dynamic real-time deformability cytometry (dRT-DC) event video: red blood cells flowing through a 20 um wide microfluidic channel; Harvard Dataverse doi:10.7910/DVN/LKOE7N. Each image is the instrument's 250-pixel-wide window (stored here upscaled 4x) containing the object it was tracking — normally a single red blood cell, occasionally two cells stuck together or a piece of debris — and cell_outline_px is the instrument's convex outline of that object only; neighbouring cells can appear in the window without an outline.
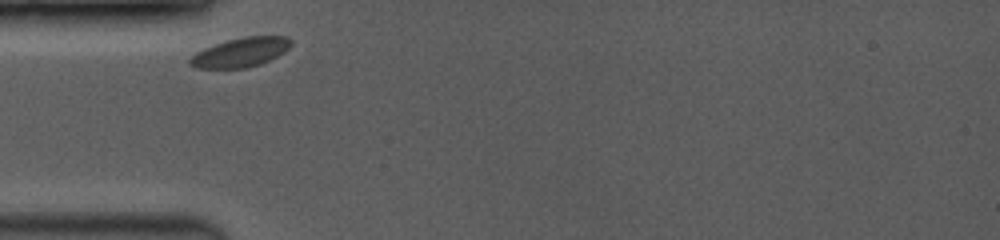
{"species": "common noctule bat (a hibernating species)", "species_latin": "Nyctalus noctula", "temperature_condition": "room temperature", "stored_images_in_passage": 7, "camera_frame_rate_fps": 3500, "um_per_image_px": 0.085, "animal": {"sex": "female", "body_mass_g": 19.0, "forearm_length_mm": 53.3}, "frame": {"image": 1, "passage_image": 1, "time_ms": 0.0, "image_size_px": [1000, 240], "cell_outline_px": [[292, 44], [284, 52], [260, 64], [244, 68], [196, 68], [188, 64], [188, 60], [196, 52], [204, 48], [228, 40], [244, 36], [288, 36], [292, 40]], "centroid_in_image_um": [20.45, 4.44], "position_along_channel_um": 64.6, "area_um2": 17.17}}
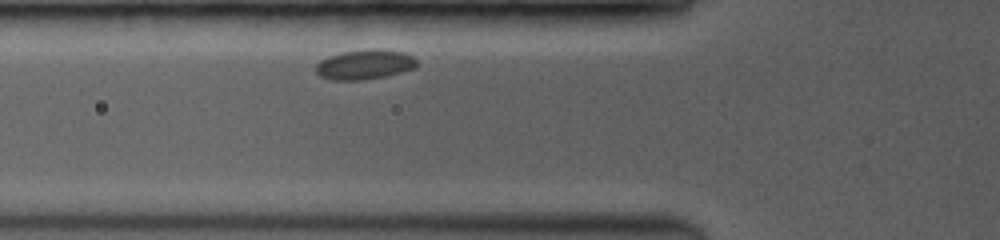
{"frame": {"image": 2, "passage_image": 5, "time_ms": 0.857, "image_size_px": [1000, 240], "cell_outline_px": [[416, 68], [384, 76], [364, 80], [328, 80], [320, 76], [316, 72], [316, 64], [320, 60], [328, 56], [340, 52], [372, 48], [376, 48], [404, 52], [412, 56], [416, 60]], "centroid_in_image_um": [30.97, 5.47], "position_along_channel_um": 94.8, "area_um2": 17.69}}